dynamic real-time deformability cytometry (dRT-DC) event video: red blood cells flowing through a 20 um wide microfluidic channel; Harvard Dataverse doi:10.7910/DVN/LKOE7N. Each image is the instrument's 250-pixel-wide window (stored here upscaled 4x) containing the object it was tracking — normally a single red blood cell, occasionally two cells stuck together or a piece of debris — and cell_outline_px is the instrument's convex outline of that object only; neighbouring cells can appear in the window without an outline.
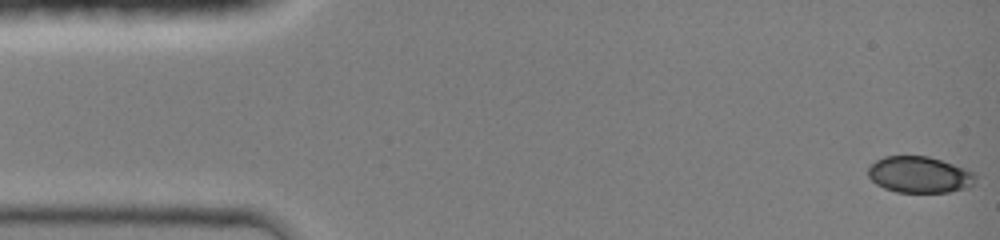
{"species": "common noctule bat (a hibernating species)", "species_latin": "Nyctalus noctula", "temperature_condition": "room temperature", "stored_images_in_passage": 19, "camera_frame_rate_fps": 3000, "um_per_image_px": 0.085, "animal": {"sex": "female", "body_mass_g": 19.0, "forearm_length_mm": 51.5}, "frame": {"image": 1, "passage_image": 1, "time_ms": 0.0, "image_size_px": [1000, 240], "cell_outline_px": [[976, 184], [968, 188], [948, 192], [896, 192], [884, 188], [876, 184], [868, 176], [868, 168], [876, 160], [884, 156], [928, 156], [968, 168], [976, 176]], "centroid_in_image_um": [78.19, 14.85], "position_along_channel_um": 6.8, "area_um2": 23.0}}
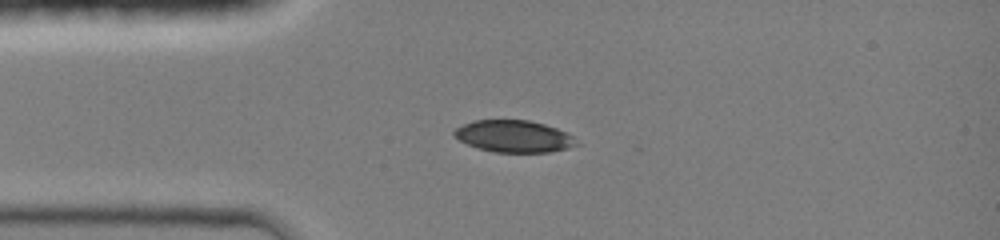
{"frame": {"image": 2, "passage_image": 13, "time_ms": 3.333, "image_size_px": [1000, 240], "cell_outline_px": [[580, 144], [568, 148], [548, 152], [496, 152], [476, 148], [452, 136], [452, 132], [456, 128], [472, 120], [528, 120], [544, 124], [556, 128], [572, 136]], "centroid_in_image_um": [43.65, 11.58], "position_along_channel_um": 41.4, "area_um2": 22.72}}
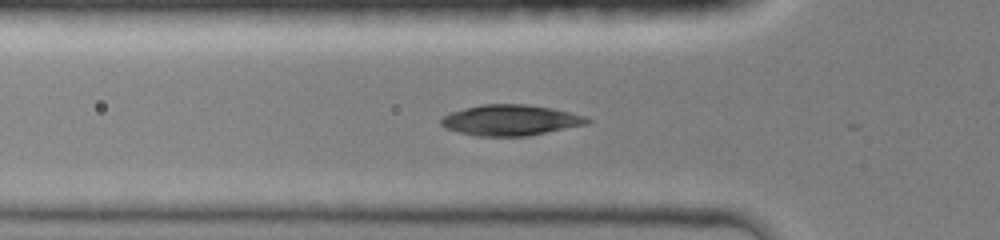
{"frame": {"image": 3, "passage_image": 18, "time_ms": 4.667, "image_size_px": [1000, 240], "cell_outline_px": [[592, 120], [588, 124], [528, 136], [476, 136], [444, 128], [440, 124], [440, 120], [444, 116], [452, 112], [464, 108], [480, 104], [524, 104], [552, 108], [584, 116]], "centroid_in_image_um": [43.38, 10.21], "position_along_channel_um": 82.4, "area_um2": 26.13}}